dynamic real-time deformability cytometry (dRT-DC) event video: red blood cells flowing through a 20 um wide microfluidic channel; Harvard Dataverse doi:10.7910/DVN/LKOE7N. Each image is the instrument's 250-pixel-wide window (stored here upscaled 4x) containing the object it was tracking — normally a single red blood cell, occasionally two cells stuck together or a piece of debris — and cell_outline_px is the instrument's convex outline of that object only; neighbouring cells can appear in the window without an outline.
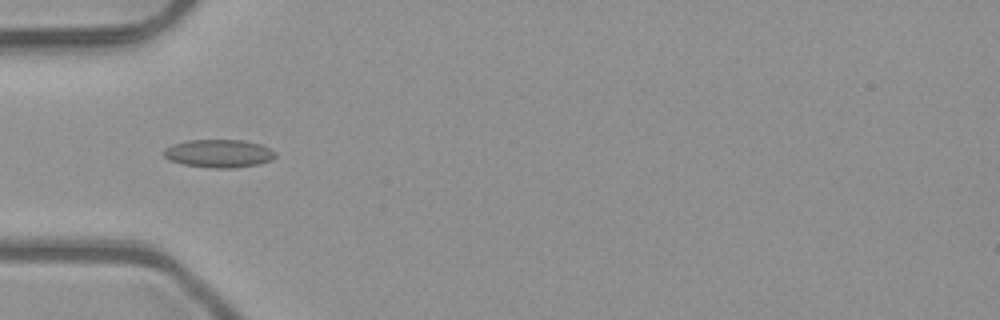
{"species": "common noctule bat (a hibernating species)", "species_latin": "Nyctalus noctula", "temperature_condition": "room temperature", "stored_images_in_passage": 4, "camera_frame_rate_fps": 3000, "um_per_image_px": 0.085, "animal": {"sex": "male", "body_mass_g": 23.1, "forearm_length_mm": 52.7}, "frame": {"image": 1, "passage_image": 3, "time_ms": 0.667, "image_size_px": [1000, 320], "cell_outline_px": [[276, 156], [272, 160], [260, 164], [232, 168], [216, 168], [184, 164], [168, 160], [160, 152], [164, 148], [172, 144], [188, 140], [244, 140], [260, 144], [276, 152]], "centroid_in_image_um": [18.58, 13.04], "position_along_channel_um": 66.4, "area_um2": 18.38}}
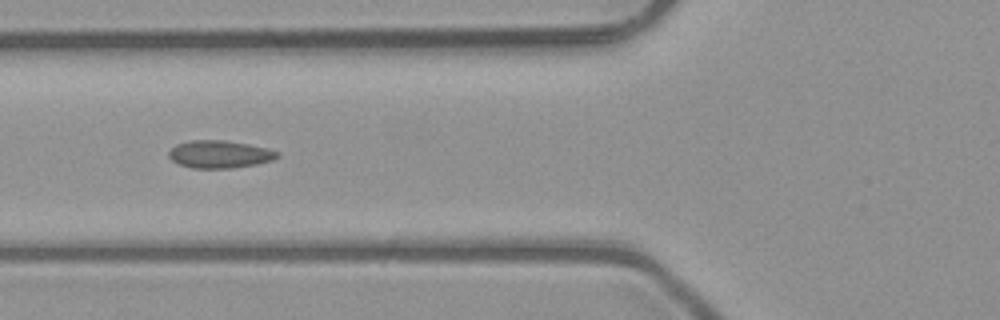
{"frame": {"image": 2, "passage_image": 4, "time_ms": 1.0, "image_size_px": [1000, 320], "cell_outline_px": [[280, 156], [272, 160], [256, 164], [232, 168], [192, 168], [180, 164], [172, 160], [168, 156], [168, 152], [176, 144], [188, 140], [224, 140], [248, 144], [268, 148], [280, 152]], "centroid_in_image_um": [18.67, 13.1], "position_along_channel_um": 107.1, "area_um2": 17.51}}